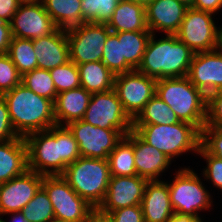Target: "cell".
Masks as SVG:
<instances>
[{
	"label": "cell",
	"mask_w": 222,
	"mask_h": 222,
	"mask_svg": "<svg viewBox=\"0 0 222 222\" xmlns=\"http://www.w3.org/2000/svg\"><path fill=\"white\" fill-rule=\"evenodd\" d=\"M25 141L29 170L43 176L62 175L80 157L78 143L66 126L31 133Z\"/></svg>",
	"instance_id": "6da1fadb"
},
{
	"label": "cell",
	"mask_w": 222,
	"mask_h": 222,
	"mask_svg": "<svg viewBox=\"0 0 222 222\" xmlns=\"http://www.w3.org/2000/svg\"><path fill=\"white\" fill-rule=\"evenodd\" d=\"M12 122L19 137L50 129L56 126L54 102L37 95L20 83L12 90L2 94Z\"/></svg>",
	"instance_id": "7a4b0ae2"
},
{
	"label": "cell",
	"mask_w": 222,
	"mask_h": 222,
	"mask_svg": "<svg viewBox=\"0 0 222 222\" xmlns=\"http://www.w3.org/2000/svg\"><path fill=\"white\" fill-rule=\"evenodd\" d=\"M155 40L151 34L137 71L155 79L185 77L194 52L176 35Z\"/></svg>",
	"instance_id": "3957f363"
},
{
	"label": "cell",
	"mask_w": 222,
	"mask_h": 222,
	"mask_svg": "<svg viewBox=\"0 0 222 222\" xmlns=\"http://www.w3.org/2000/svg\"><path fill=\"white\" fill-rule=\"evenodd\" d=\"M156 95L175 112L180 121L202 131L207 117V96L187 76L158 79Z\"/></svg>",
	"instance_id": "277c9868"
},
{
	"label": "cell",
	"mask_w": 222,
	"mask_h": 222,
	"mask_svg": "<svg viewBox=\"0 0 222 222\" xmlns=\"http://www.w3.org/2000/svg\"><path fill=\"white\" fill-rule=\"evenodd\" d=\"M62 177L93 208L105 199L111 178L108 159L79 157L69 164Z\"/></svg>",
	"instance_id": "5b68a950"
},
{
	"label": "cell",
	"mask_w": 222,
	"mask_h": 222,
	"mask_svg": "<svg viewBox=\"0 0 222 222\" xmlns=\"http://www.w3.org/2000/svg\"><path fill=\"white\" fill-rule=\"evenodd\" d=\"M132 130L171 160L182 153L198 152L201 142V132L184 121L171 125H132Z\"/></svg>",
	"instance_id": "8992f818"
},
{
	"label": "cell",
	"mask_w": 222,
	"mask_h": 222,
	"mask_svg": "<svg viewBox=\"0 0 222 222\" xmlns=\"http://www.w3.org/2000/svg\"><path fill=\"white\" fill-rule=\"evenodd\" d=\"M172 183H168L170 203L174 213L200 217L198 210L212 206L211 195L203 186L200 177L190 168H182L175 173Z\"/></svg>",
	"instance_id": "52a82bcc"
},
{
	"label": "cell",
	"mask_w": 222,
	"mask_h": 222,
	"mask_svg": "<svg viewBox=\"0 0 222 222\" xmlns=\"http://www.w3.org/2000/svg\"><path fill=\"white\" fill-rule=\"evenodd\" d=\"M112 31L105 23L84 22L66 30L70 61L76 65L101 61L105 42Z\"/></svg>",
	"instance_id": "ba28073f"
},
{
	"label": "cell",
	"mask_w": 222,
	"mask_h": 222,
	"mask_svg": "<svg viewBox=\"0 0 222 222\" xmlns=\"http://www.w3.org/2000/svg\"><path fill=\"white\" fill-rule=\"evenodd\" d=\"M213 13L187 8L177 38L194 53L217 50L219 28L215 25Z\"/></svg>",
	"instance_id": "9c48e42d"
},
{
	"label": "cell",
	"mask_w": 222,
	"mask_h": 222,
	"mask_svg": "<svg viewBox=\"0 0 222 222\" xmlns=\"http://www.w3.org/2000/svg\"><path fill=\"white\" fill-rule=\"evenodd\" d=\"M82 120L96 127L117 129L124 136L132 130V120L114 89L93 93Z\"/></svg>",
	"instance_id": "30bf717a"
},
{
	"label": "cell",
	"mask_w": 222,
	"mask_h": 222,
	"mask_svg": "<svg viewBox=\"0 0 222 222\" xmlns=\"http://www.w3.org/2000/svg\"><path fill=\"white\" fill-rule=\"evenodd\" d=\"M42 188L52 203L56 219L86 221L93 207L71 188L62 175L43 176Z\"/></svg>",
	"instance_id": "8fae6325"
},
{
	"label": "cell",
	"mask_w": 222,
	"mask_h": 222,
	"mask_svg": "<svg viewBox=\"0 0 222 222\" xmlns=\"http://www.w3.org/2000/svg\"><path fill=\"white\" fill-rule=\"evenodd\" d=\"M77 141L81 157L108 159L111 151L123 139L117 129H104L85 121L75 120L66 125Z\"/></svg>",
	"instance_id": "7c38bea8"
},
{
	"label": "cell",
	"mask_w": 222,
	"mask_h": 222,
	"mask_svg": "<svg viewBox=\"0 0 222 222\" xmlns=\"http://www.w3.org/2000/svg\"><path fill=\"white\" fill-rule=\"evenodd\" d=\"M157 79L137 70L115 75L114 90L126 114L133 121L156 94Z\"/></svg>",
	"instance_id": "4fadbf2b"
},
{
	"label": "cell",
	"mask_w": 222,
	"mask_h": 222,
	"mask_svg": "<svg viewBox=\"0 0 222 222\" xmlns=\"http://www.w3.org/2000/svg\"><path fill=\"white\" fill-rule=\"evenodd\" d=\"M43 175L27 170L25 173L0 184V214L22 211L42 187Z\"/></svg>",
	"instance_id": "5bb4252c"
},
{
	"label": "cell",
	"mask_w": 222,
	"mask_h": 222,
	"mask_svg": "<svg viewBox=\"0 0 222 222\" xmlns=\"http://www.w3.org/2000/svg\"><path fill=\"white\" fill-rule=\"evenodd\" d=\"M10 26L13 37L30 40L52 34L57 29L42 2L19 5Z\"/></svg>",
	"instance_id": "9a60e30c"
},
{
	"label": "cell",
	"mask_w": 222,
	"mask_h": 222,
	"mask_svg": "<svg viewBox=\"0 0 222 222\" xmlns=\"http://www.w3.org/2000/svg\"><path fill=\"white\" fill-rule=\"evenodd\" d=\"M148 180L144 177L111 176L104 201L99 208L104 212L141 205Z\"/></svg>",
	"instance_id": "2e32d148"
},
{
	"label": "cell",
	"mask_w": 222,
	"mask_h": 222,
	"mask_svg": "<svg viewBox=\"0 0 222 222\" xmlns=\"http://www.w3.org/2000/svg\"><path fill=\"white\" fill-rule=\"evenodd\" d=\"M187 77L206 96L222 90V53L218 49L194 53Z\"/></svg>",
	"instance_id": "e0dca14e"
},
{
	"label": "cell",
	"mask_w": 222,
	"mask_h": 222,
	"mask_svg": "<svg viewBox=\"0 0 222 222\" xmlns=\"http://www.w3.org/2000/svg\"><path fill=\"white\" fill-rule=\"evenodd\" d=\"M184 4L177 0H153L146 8V21L151 33L162 30L165 35H175L184 19Z\"/></svg>",
	"instance_id": "ac0fdd59"
},
{
	"label": "cell",
	"mask_w": 222,
	"mask_h": 222,
	"mask_svg": "<svg viewBox=\"0 0 222 222\" xmlns=\"http://www.w3.org/2000/svg\"><path fill=\"white\" fill-rule=\"evenodd\" d=\"M37 68L51 70L70 61L66 30L57 28L52 34L33 39Z\"/></svg>",
	"instance_id": "d6986e66"
},
{
	"label": "cell",
	"mask_w": 222,
	"mask_h": 222,
	"mask_svg": "<svg viewBox=\"0 0 222 222\" xmlns=\"http://www.w3.org/2000/svg\"><path fill=\"white\" fill-rule=\"evenodd\" d=\"M144 222H167L174 214L168 182L148 180L141 201Z\"/></svg>",
	"instance_id": "ffe728a7"
},
{
	"label": "cell",
	"mask_w": 222,
	"mask_h": 222,
	"mask_svg": "<svg viewBox=\"0 0 222 222\" xmlns=\"http://www.w3.org/2000/svg\"><path fill=\"white\" fill-rule=\"evenodd\" d=\"M134 161L138 176L147 180H159L163 173L171 165V159L163 152L144 142L134 132Z\"/></svg>",
	"instance_id": "44dd1931"
},
{
	"label": "cell",
	"mask_w": 222,
	"mask_h": 222,
	"mask_svg": "<svg viewBox=\"0 0 222 222\" xmlns=\"http://www.w3.org/2000/svg\"><path fill=\"white\" fill-rule=\"evenodd\" d=\"M91 95L81 86L58 93L54 102L56 125L66 126L72 121L83 119Z\"/></svg>",
	"instance_id": "7402d4cb"
},
{
	"label": "cell",
	"mask_w": 222,
	"mask_h": 222,
	"mask_svg": "<svg viewBox=\"0 0 222 222\" xmlns=\"http://www.w3.org/2000/svg\"><path fill=\"white\" fill-rule=\"evenodd\" d=\"M28 150L25 138L0 142V184L28 170Z\"/></svg>",
	"instance_id": "603a6c76"
},
{
	"label": "cell",
	"mask_w": 222,
	"mask_h": 222,
	"mask_svg": "<svg viewBox=\"0 0 222 222\" xmlns=\"http://www.w3.org/2000/svg\"><path fill=\"white\" fill-rule=\"evenodd\" d=\"M113 32L150 31L146 21L145 7L127 0H120L107 22Z\"/></svg>",
	"instance_id": "cb8c5ba5"
},
{
	"label": "cell",
	"mask_w": 222,
	"mask_h": 222,
	"mask_svg": "<svg viewBox=\"0 0 222 222\" xmlns=\"http://www.w3.org/2000/svg\"><path fill=\"white\" fill-rule=\"evenodd\" d=\"M57 28L68 30L83 24L81 0H42Z\"/></svg>",
	"instance_id": "d4e9b609"
},
{
	"label": "cell",
	"mask_w": 222,
	"mask_h": 222,
	"mask_svg": "<svg viewBox=\"0 0 222 222\" xmlns=\"http://www.w3.org/2000/svg\"><path fill=\"white\" fill-rule=\"evenodd\" d=\"M79 69L80 84L89 93H99L114 89L115 75L102 61L82 63Z\"/></svg>",
	"instance_id": "484cf974"
},
{
	"label": "cell",
	"mask_w": 222,
	"mask_h": 222,
	"mask_svg": "<svg viewBox=\"0 0 222 222\" xmlns=\"http://www.w3.org/2000/svg\"><path fill=\"white\" fill-rule=\"evenodd\" d=\"M134 158V131L131 130L109 154L111 176L137 175Z\"/></svg>",
	"instance_id": "4316f807"
},
{
	"label": "cell",
	"mask_w": 222,
	"mask_h": 222,
	"mask_svg": "<svg viewBox=\"0 0 222 222\" xmlns=\"http://www.w3.org/2000/svg\"><path fill=\"white\" fill-rule=\"evenodd\" d=\"M181 122L175 112L156 94L132 121V125H171Z\"/></svg>",
	"instance_id": "83f0119b"
},
{
	"label": "cell",
	"mask_w": 222,
	"mask_h": 222,
	"mask_svg": "<svg viewBox=\"0 0 222 222\" xmlns=\"http://www.w3.org/2000/svg\"><path fill=\"white\" fill-rule=\"evenodd\" d=\"M115 34L121 42L122 59H125L134 70H137L152 33L150 31H134L117 32Z\"/></svg>",
	"instance_id": "f1b7e54d"
},
{
	"label": "cell",
	"mask_w": 222,
	"mask_h": 222,
	"mask_svg": "<svg viewBox=\"0 0 222 222\" xmlns=\"http://www.w3.org/2000/svg\"><path fill=\"white\" fill-rule=\"evenodd\" d=\"M7 54L21 76L37 68L33 40L12 37Z\"/></svg>",
	"instance_id": "f546056e"
},
{
	"label": "cell",
	"mask_w": 222,
	"mask_h": 222,
	"mask_svg": "<svg viewBox=\"0 0 222 222\" xmlns=\"http://www.w3.org/2000/svg\"><path fill=\"white\" fill-rule=\"evenodd\" d=\"M21 83L37 95L55 102L57 91L49 70L36 68L27 72L22 76Z\"/></svg>",
	"instance_id": "4dcf8cb0"
},
{
	"label": "cell",
	"mask_w": 222,
	"mask_h": 222,
	"mask_svg": "<svg viewBox=\"0 0 222 222\" xmlns=\"http://www.w3.org/2000/svg\"><path fill=\"white\" fill-rule=\"evenodd\" d=\"M21 212L28 222H51L55 218L52 203L42 187Z\"/></svg>",
	"instance_id": "1f68e13d"
},
{
	"label": "cell",
	"mask_w": 222,
	"mask_h": 222,
	"mask_svg": "<svg viewBox=\"0 0 222 222\" xmlns=\"http://www.w3.org/2000/svg\"><path fill=\"white\" fill-rule=\"evenodd\" d=\"M101 61L114 75L134 71L125 59H122L121 42L113 32L109 34L105 42Z\"/></svg>",
	"instance_id": "d6a6232c"
},
{
	"label": "cell",
	"mask_w": 222,
	"mask_h": 222,
	"mask_svg": "<svg viewBox=\"0 0 222 222\" xmlns=\"http://www.w3.org/2000/svg\"><path fill=\"white\" fill-rule=\"evenodd\" d=\"M119 1L120 0H81L82 18L85 22L107 24Z\"/></svg>",
	"instance_id": "836d02e7"
},
{
	"label": "cell",
	"mask_w": 222,
	"mask_h": 222,
	"mask_svg": "<svg viewBox=\"0 0 222 222\" xmlns=\"http://www.w3.org/2000/svg\"><path fill=\"white\" fill-rule=\"evenodd\" d=\"M58 93L80 87V76L78 66L68 61L66 64L49 70Z\"/></svg>",
	"instance_id": "e575fe53"
},
{
	"label": "cell",
	"mask_w": 222,
	"mask_h": 222,
	"mask_svg": "<svg viewBox=\"0 0 222 222\" xmlns=\"http://www.w3.org/2000/svg\"><path fill=\"white\" fill-rule=\"evenodd\" d=\"M21 78L22 76L9 55L0 54V95L19 85Z\"/></svg>",
	"instance_id": "d590c367"
},
{
	"label": "cell",
	"mask_w": 222,
	"mask_h": 222,
	"mask_svg": "<svg viewBox=\"0 0 222 222\" xmlns=\"http://www.w3.org/2000/svg\"><path fill=\"white\" fill-rule=\"evenodd\" d=\"M196 154H199L206 160L207 167L203 170L205 180H211L212 184L222 191V159L209 154L201 145Z\"/></svg>",
	"instance_id": "8d00e7d4"
},
{
	"label": "cell",
	"mask_w": 222,
	"mask_h": 222,
	"mask_svg": "<svg viewBox=\"0 0 222 222\" xmlns=\"http://www.w3.org/2000/svg\"><path fill=\"white\" fill-rule=\"evenodd\" d=\"M200 145L212 155L222 159V127H204Z\"/></svg>",
	"instance_id": "74e56055"
},
{
	"label": "cell",
	"mask_w": 222,
	"mask_h": 222,
	"mask_svg": "<svg viewBox=\"0 0 222 222\" xmlns=\"http://www.w3.org/2000/svg\"><path fill=\"white\" fill-rule=\"evenodd\" d=\"M204 127H222V90L207 96V117Z\"/></svg>",
	"instance_id": "f35d334b"
},
{
	"label": "cell",
	"mask_w": 222,
	"mask_h": 222,
	"mask_svg": "<svg viewBox=\"0 0 222 222\" xmlns=\"http://www.w3.org/2000/svg\"><path fill=\"white\" fill-rule=\"evenodd\" d=\"M19 137L13 129L6 102L0 95V142L9 141Z\"/></svg>",
	"instance_id": "ab89813d"
},
{
	"label": "cell",
	"mask_w": 222,
	"mask_h": 222,
	"mask_svg": "<svg viewBox=\"0 0 222 222\" xmlns=\"http://www.w3.org/2000/svg\"><path fill=\"white\" fill-rule=\"evenodd\" d=\"M113 222H144L141 205H134L109 212Z\"/></svg>",
	"instance_id": "60d3db41"
},
{
	"label": "cell",
	"mask_w": 222,
	"mask_h": 222,
	"mask_svg": "<svg viewBox=\"0 0 222 222\" xmlns=\"http://www.w3.org/2000/svg\"><path fill=\"white\" fill-rule=\"evenodd\" d=\"M18 6L16 0H0V20L10 23Z\"/></svg>",
	"instance_id": "b9f144b4"
},
{
	"label": "cell",
	"mask_w": 222,
	"mask_h": 222,
	"mask_svg": "<svg viewBox=\"0 0 222 222\" xmlns=\"http://www.w3.org/2000/svg\"><path fill=\"white\" fill-rule=\"evenodd\" d=\"M12 37L10 23L0 20V54L8 53Z\"/></svg>",
	"instance_id": "7bdbcfd3"
},
{
	"label": "cell",
	"mask_w": 222,
	"mask_h": 222,
	"mask_svg": "<svg viewBox=\"0 0 222 222\" xmlns=\"http://www.w3.org/2000/svg\"><path fill=\"white\" fill-rule=\"evenodd\" d=\"M193 8L211 12L215 15L222 8V0H195Z\"/></svg>",
	"instance_id": "ee69618b"
},
{
	"label": "cell",
	"mask_w": 222,
	"mask_h": 222,
	"mask_svg": "<svg viewBox=\"0 0 222 222\" xmlns=\"http://www.w3.org/2000/svg\"><path fill=\"white\" fill-rule=\"evenodd\" d=\"M85 222H113V218L110 213L104 212L99 207H96L89 211Z\"/></svg>",
	"instance_id": "f6af8a7d"
},
{
	"label": "cell",
	"mask_w": 222,
	"mask_h": 222,
	"mask_svg": "<svg viewBox=\"0 0 222 222\" xmlns=\"http://www.w3.org/2000/svg\"><path fill=\"white\" fill-rule=\"evenodd\" d=\"M201 217H193L188 215H180L174 213L167 222H203Z\"/></svg>",
	"instance_id": "bcb514c9"
},
{
	"label": "cell",
	"mask_w": 222,
	"mask_h": 222,
	"mask_svg": "<svg viewBox=\"0 0 222 222\" xmlns=\"http://www.w3.org/2000/svg\"><path fill=\"white\" fill-rule=\"evenodd\" d=\"M7 214L13 215V216H11L12 219H10V222H28V220L24 217V215L21 211L10 212ZM4 222H6V221L4 220Z\"/></svg>",
	"instance_id": "7dc6e473"
},
{
	"label": "cell",
	"mask_w": 222,
	"mask_h": 222,
	"mask_svg": "<svg viewBox=\"0 0 222 222\" xmlns=\"http://www.w3.org/2000/svg\"><path fill=\"white\" fill-rule=\"evenodd\" d=\"M19 5H26V4H36L42 2V0H16Z\"/></svg>",
	"instance_id": "c3c4849f"
},
{
	"label": "cell",
	"mask_w": 222,
	"mask_h": 222,
	"mask_svg": "<svg viewBox=\"0 0 222 222\" xmlns=\"http://www.w3.org/2000/svg\"><path fill=\"white\" fill-rule=\"evenodd\" d=\"M127 1L137 3V4L142 5L146 8L153 0H127Z\"/></svg>",
	"instance_id": "681fc988"
},
{
	"label": "cell",
	"mask_w": 222,
	"mask_h": 222,
	"mask_svg": "<svg viewBox=\"0 0 222 222\" xmlns=\"http://www.w3.org/2000/svg\"><path fill=\"white\" fill-rule=\"evenodd\" d=\"M217 49L222 53V27L219 28L218 47Z\"/></svg>",
	"instance_id": "f907efd6"
},
{
	"label": "cell",
	"mask_w": 222,
	"mask_h": 222,
	"mask_svg": "<svg viewBox=\"0 0 222 222\" xmlns=\"http://www.w3.org/2000/svg\"><path fill=\"white\" fill-rule=\"evenodd\" d=\"M177 1L184 4L188 8L193 7V4L195 2V0H177Z\"/></svg>",
	"instance_id": "816d5d0a"
},
{
	"label": "cell",
	"mask_w": 222,
	"mask_h": 222,
	"mask_svg": "<svg viewBox=\"0 0 222 222\" xmlns=\"http://www.w3.org/2000/svg\"><path fill=\"white\" fill-rule=\"evenodd\" d=\"M51 222H74V221L60 220V219L54 218ZM80 222H85V221H80Z\"/></svg>",
	"instance_id": "f5cc1de1"
},
{
	"label": "cell",
	"mask_w": 222,
	"mask_h": 222,
	"mask_svg": "<svg viewBox=\"0 0 222 222\" xmlns=\"http://www.w3.org/2000/svg\"><path fill=\"white\" fill-rule=\"evenodd\" d=\"M0 216H1V214H0ZM2 217H0V222H4V220L3 219H1Z\"/></svg>",
	"instance_id": "db71d44e"
}]
</instances>
